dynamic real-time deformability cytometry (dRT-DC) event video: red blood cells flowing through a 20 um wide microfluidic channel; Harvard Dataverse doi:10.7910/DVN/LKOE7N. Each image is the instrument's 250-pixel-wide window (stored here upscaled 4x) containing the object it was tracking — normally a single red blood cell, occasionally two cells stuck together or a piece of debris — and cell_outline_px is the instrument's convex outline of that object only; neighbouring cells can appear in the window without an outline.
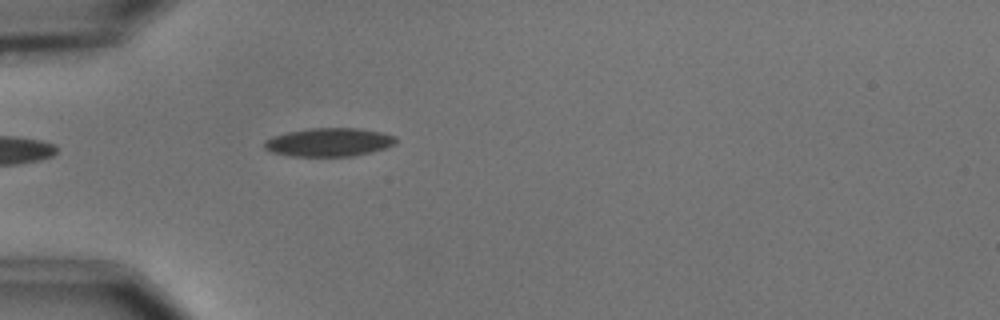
{"species": "common noctule bat (a hibernating species)", "species_latin": "Nyctalus noctula", "temperature_condition": "cold", "stored_images_in_passage": 2, "camera_frame_rate_fps": 3000, "um_per_image_px": 0.085, "animal": {"sex": "male", "body_mass_g": 15.6}, "frame": {"image": 1, "passage_image": 2, "time_ms": 1.333, "image_size_px": [1000, 320], "cell_outline_px": [[396, 144], [372, 152], [352, 156], [288, 156], [272, 152], [264, 148], [264, 140], [272, 136], [288, 132], [308, 128], [360, 128], [380, 132], [396, 136]], "centroid_in_image_um": [27.95, 12.08], "position_along_channel_um": 57.1, "area_um2": 21.91}}